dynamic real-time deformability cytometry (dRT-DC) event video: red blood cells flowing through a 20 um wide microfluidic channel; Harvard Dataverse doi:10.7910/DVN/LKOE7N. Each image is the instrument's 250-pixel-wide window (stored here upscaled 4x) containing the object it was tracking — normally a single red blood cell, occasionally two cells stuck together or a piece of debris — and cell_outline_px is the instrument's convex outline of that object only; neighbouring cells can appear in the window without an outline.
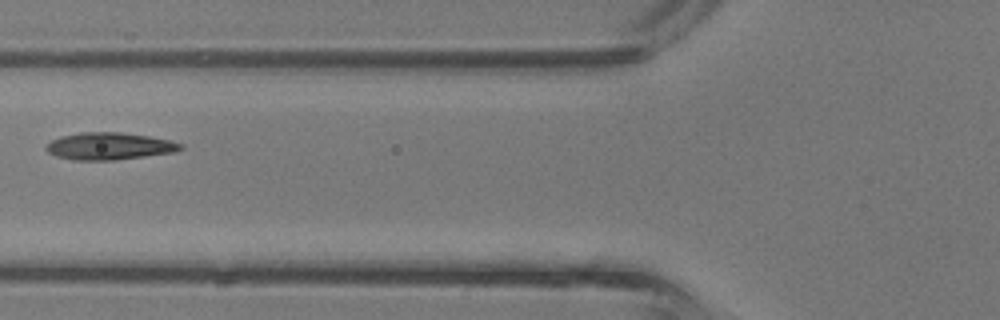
{"species": "common noctule bat (a hibernating species)", "species_latin": "Nyctalus noctula", "temperature_condition": "room temperature", "stored_images_in_passage": 4, "camera_frame_rate_fps": 3000, "um_per_image_px": 0.085, "animal": {"sex": "male", "body_mass_g": 13.3}, "frame": {"image": 1, "passage_image": 4, "time_ms": 1.0, "image_size_px": [1000, 320], "cell_outline_px": [[184, 148], [176, 152], [116, 160], [72, 160], [56, 156], [48, 152], [44, 148], [52, 140], [60, 136], [80, 132], [120, 132], [148, 136], [168, 140], [184, 144]], "centroid_in_image_um": [9.3, 12.42], "position_along_channel_um": 116.5, "area_um2": 21.39}}